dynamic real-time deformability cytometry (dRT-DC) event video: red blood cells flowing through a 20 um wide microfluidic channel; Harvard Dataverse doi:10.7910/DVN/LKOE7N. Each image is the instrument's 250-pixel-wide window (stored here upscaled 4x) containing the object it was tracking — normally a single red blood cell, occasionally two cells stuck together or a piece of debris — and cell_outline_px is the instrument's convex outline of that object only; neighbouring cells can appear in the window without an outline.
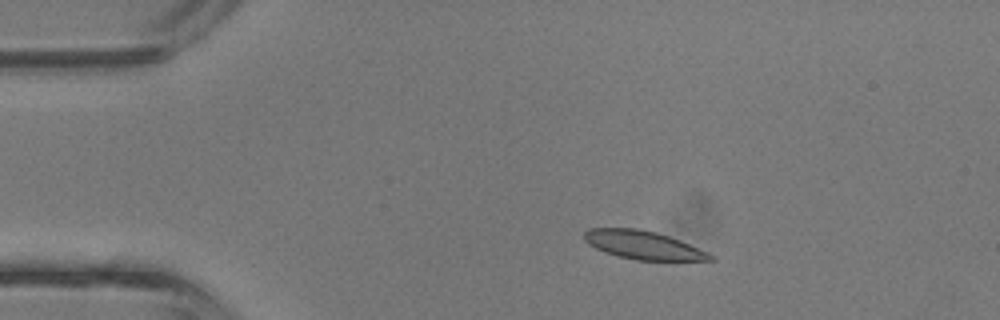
{"species": "common noctule bat (a hibernating species)", "species_latin": "Nyctalus noctula", "temperature_condition": "room temperature", "stored_images_in_passage": 3, "camera_frame_rate_fps": 3000, "um_per_image_px": 0.085, "animal": {"sex": "male", "body_mass_g": 13.3}, "frame": {"image": 1, "passage_image": 2, "time_ms": 0.333, "image_size_px": [1000, 320], "cell_outline_px": [[716, 260], [636, 260], [604, 252], [588, 244], [584, 240], [584, 232], [588, 228], [636, 228], [656, 232], [680, 240], [708, 252], [716, 256]], "centroid_in_image_um": [54.67, 20.82], "position_along_channel_um": 30.3, "area_um2": 20.81}}
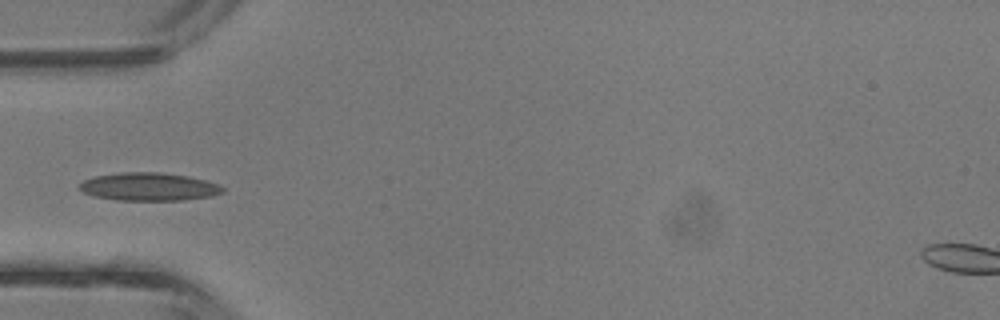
{"frame": {"image": 2, "passage_image": 3, "time_ms": 0.667, "image_size_px": [1000, 320], "cell_outline_px": [[224, 192], [212, 196], [184, 200], [116, 200], [92, 196], [84, 192], [80, 188], [80, 184], [84, 180], [96, 176], [124, 172], [156, 172], [188, 176], [204, 180], [216, 184], [224, 188]], "centroid_in_image_um": [12.66, 15.88], "position_along_channel_um": 72.3, "area_um2": 23.18}}